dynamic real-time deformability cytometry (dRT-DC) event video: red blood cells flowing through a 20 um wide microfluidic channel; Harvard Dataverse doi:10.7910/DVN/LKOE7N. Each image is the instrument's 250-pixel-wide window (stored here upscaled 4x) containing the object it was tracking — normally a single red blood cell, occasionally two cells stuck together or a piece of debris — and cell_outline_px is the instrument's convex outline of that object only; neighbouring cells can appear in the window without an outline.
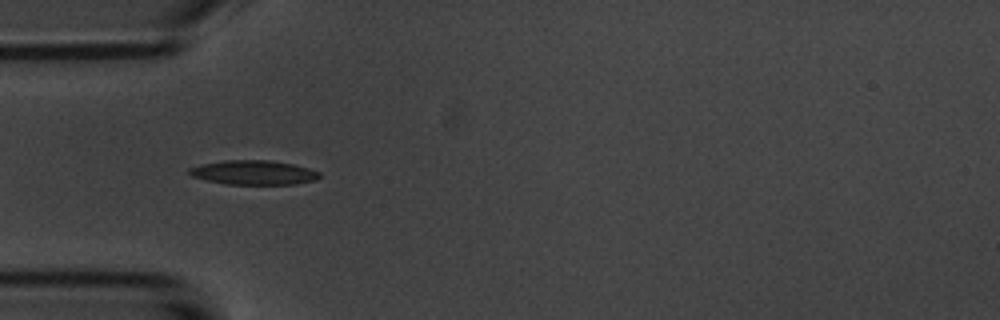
{"species": "common noctule bat (a hibernating species)", "species_latin": "Nyctalus noctula", "temperature_condition": "room temperature", "stored_images_in_passage": 6, "camera_frame_rate_fps": 3000, "um_per_image_px": 0.085, "animal": {"sex": "male", "body_mass_g": 20.1, "forearm_length_mm": 53.5}, "frame": {"image": 1, "passage_image": 5, "time_ms": 4.333, "image_size_px": [1000, 320], "cell_outline_px": [[320, 176], [316, 180], [296, 184], [224, 184], [192, 176], [188, 172], [188, 168], [200, 164], [224, 160], [268, 160], [292, 164], [308, 168], [320, 172]], "centroid_in_image_um": [21.55, 14.66], "position_along_channel_um": 63.5, "area_um2": 18.44}}